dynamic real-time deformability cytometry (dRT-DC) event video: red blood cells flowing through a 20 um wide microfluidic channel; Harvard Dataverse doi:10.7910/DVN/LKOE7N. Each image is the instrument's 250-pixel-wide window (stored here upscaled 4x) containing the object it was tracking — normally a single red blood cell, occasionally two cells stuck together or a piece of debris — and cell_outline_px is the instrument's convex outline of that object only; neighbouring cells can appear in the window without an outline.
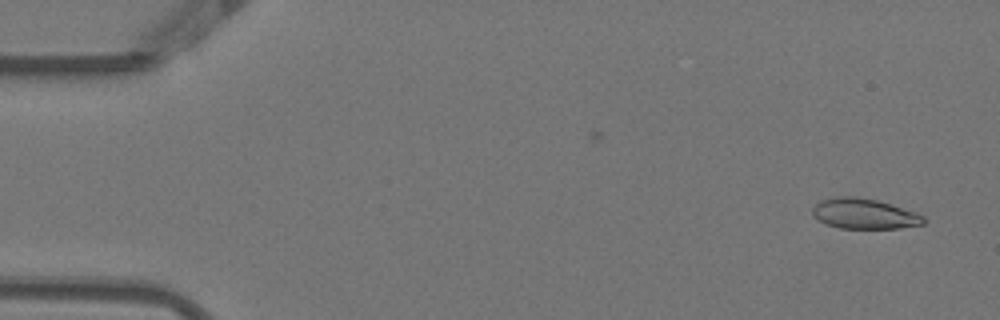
{"species": "Egyptian fruit bat (a non-hibernating species)", "species_latin": "Rousettus aegyptiacus", "temperature_condition": "warm", "stored_images_in_passage": 42, "camera_frame_rate_fps": 3000, "um_per_image_px": 0.085, "animal": {"sex": "female"}, "frame": {"image": 1, "passage_image": 2, "time_ms": 0.333, "image_size_px": [1000, 320], "cell_outline_px": [[924, 224], [900, 228], [840, 228], [824, 224], [816, 220], [812, 216], [812, 208], [820, 200], [840, 196], [856, 196], [876, 200], [916, 212], [924, 216]], "centroid_in_image_um": [73.41, 18.17], "position_along_channel_um": 11.6, "area_um2": 19.71}}
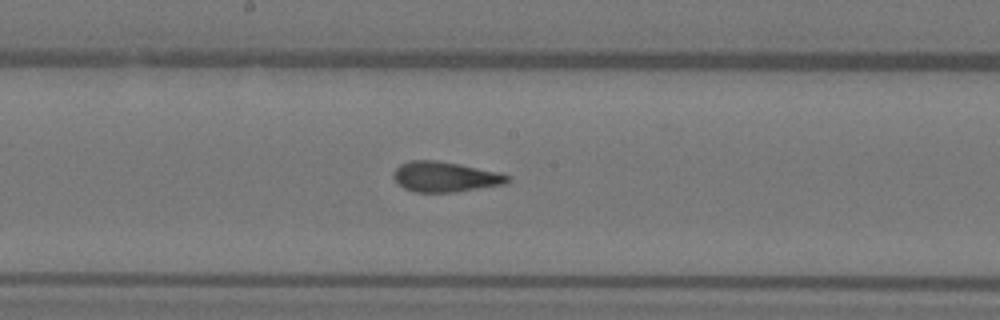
{"frame": {"image": 2, "passage_image": 27, "time_ms": 8.667, "image_size_px": [1000, 320], "cell_outline_px": [[512, 176], [504, 184], [456, 192], [416, 192], [404, 188], [392, 176], [396, 168], [400, 164], [412, 160], [436, 160], [500, 172]], "centroid_in_image_um": [37.84, 15.03], "position_along_channel_um": 210.4, "area_um2": 19.94}}
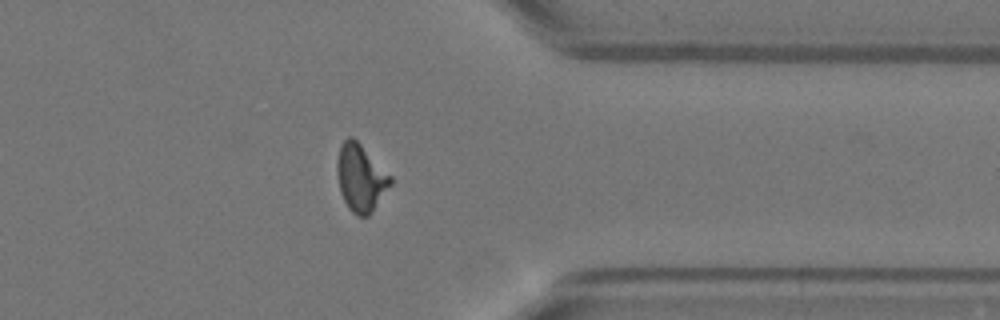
{"frame": {"image": 3, "passage_image": 41, "time_ms": 13.333, "image_size_px": [1000, 320], "cell_outline_px": [[392, 184], [372, 212], [368, 216], [356, 216], [348, 208], [340, 192], [336, 172], [336, 160], [340, 144], [348, 136], [352, 136], [392, 176]], "centroid_in_image_um": [30.64, 15.12], "position_along_channel_um": 380.8, "area_um2": 21.1}}